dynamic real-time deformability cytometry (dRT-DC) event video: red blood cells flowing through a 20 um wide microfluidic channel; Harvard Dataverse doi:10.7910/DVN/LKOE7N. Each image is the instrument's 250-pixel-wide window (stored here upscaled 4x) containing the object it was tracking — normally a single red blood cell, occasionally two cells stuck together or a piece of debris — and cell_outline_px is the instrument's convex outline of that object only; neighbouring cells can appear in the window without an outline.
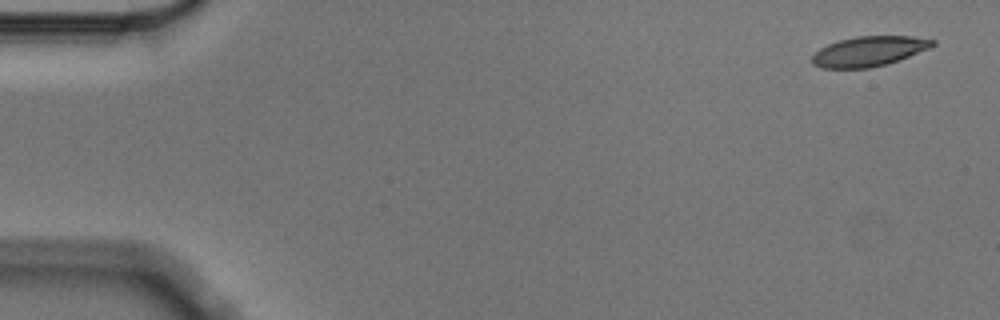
{"species": "Egyptian fruit bat (a non-hibernating species)", "species_latin": "Rousettus aegyptiacus", "temperature_condition": "cold", "stored_images_in_passage": 5, "camera_frame_rate_fps": 3000, "um_per_image_px": 0.085, "animal": {"sex": "male"}, "frame": {"image": 1, "passage_image": 1, "time_ms": 0.0, "image_size_px": [1000, 320], "cell_outline_px": [[936, 44], [928, 48], [908, 56], [884, 64], [868, 68], [820, 68], [812, 64], [812, 56], [820, 48], [828, 44], [840, 40], [856, 36], [912, 36], [936, 40]], "centroid_in_image_um": [73.83, 4.35], "position_along_channel_um": 11.2, "area_um2": 20.75}}
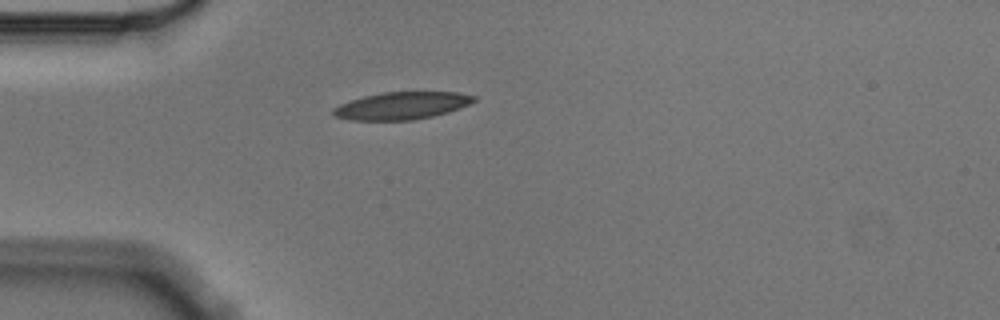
{"frame": {"image": 2, "passage_image": 5, "time_ms": 1.333, "image_size_px": [1000, 320], "cell_outline_px": [[476, 100], [460, 108], [448, 112], [432, 116], [412, 120], [348, 120], [332, 116], [332, 108], [340, 104], [364, 96], [384, 92], [460, 92], [476, 96]], "centroid_in_image_um": [34.13, 8.98], "position_along_channel_um": 50.9, "area_um2": 22.48}}